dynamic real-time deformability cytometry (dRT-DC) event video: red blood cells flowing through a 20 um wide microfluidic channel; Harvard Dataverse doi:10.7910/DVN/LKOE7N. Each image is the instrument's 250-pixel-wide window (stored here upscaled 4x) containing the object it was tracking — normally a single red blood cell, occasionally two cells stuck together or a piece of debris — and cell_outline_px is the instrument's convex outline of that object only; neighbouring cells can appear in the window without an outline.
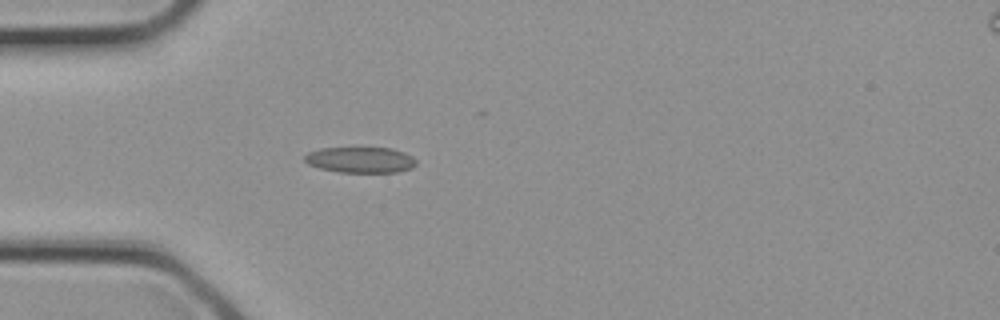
{"species": "common noctule bat (a hibernating species)", "species_latin": "Nyctalus noctula", "temperature_condition": "cold", "stored_images_in_passage": 3, "camera_frame_rate_fps": 3000, "um_per_image_px": 0.085, "animal": {"sex": "female", "body_mass_g": 21.9}, "frame": {"image": 1, "passage_image": 2, "time_ms": 0.333, "image_size_px": [1000, 320], "cell_outline_px": [[416, 164], [412, 168], [396, 172], [340, 172], [320, 168], [308, 164], [304, 160], [304, 156], [308, 152], [320, 148], [392, 148], [404, 152], [412, 156], [416, 160]], "centroid_in_image_um": [30.64, 13.58], "position_along_channel_um": 54.4, "area_um2": 16.76}}